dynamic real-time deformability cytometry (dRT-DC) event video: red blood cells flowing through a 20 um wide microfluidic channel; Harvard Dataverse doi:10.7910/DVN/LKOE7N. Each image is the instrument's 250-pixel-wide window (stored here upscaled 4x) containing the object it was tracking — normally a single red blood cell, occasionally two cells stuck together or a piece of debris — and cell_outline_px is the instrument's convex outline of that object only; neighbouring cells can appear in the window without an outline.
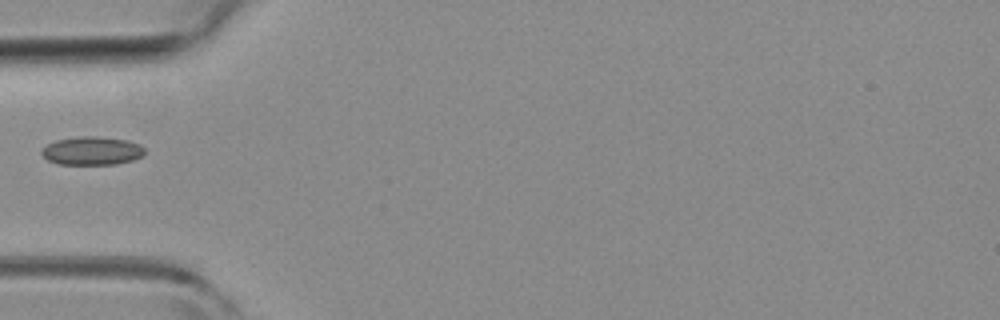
{"species": "common noctule bat (a hibernating species)", "species_latin": "Nyctalus noctula", "temperature_condition": "room temperature", "stored_images_in_passage": 36, "camera_frame_rate_fps": 3000, "um_per_image_px": 0.085, "animal": {"sex": "female", "body_mass_g": 19.3, "forearm_length_mm": 54.1}, "frame": {"image": 1, "passage_image": 1, "time_ms": 0.0, "image_size_px": [1000, 320], "cell_outline_px": [[144, 156], [132, 160], [116, 164], [56, 164], [48, 160], [40, 152], [40, 148], [56, 140], [80, 136], [96, 136], [128, 140], [140, 144], [144, 148]], "centroid_in_image_um": [7.81, 12.81], "position_along_channel_um": 77.2, "area_um2": 17.17}}
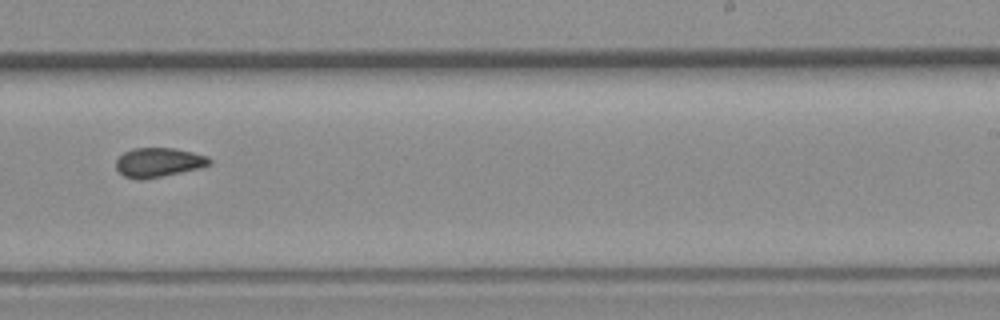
{"frame": {"image": 2, "passage_image": 16, "time_ms": 5.0, "image_size_px": [1000, 320], "cell_outline_px": [[212, 164], [200, 168], [144, 180], [136, 180], [124, 176], [116, 168], [116, 160], [124, 152], [132, 148], [172, 148], [192, 152], [208, 156], [212, 160]], "centroid_in_image_um": [13.48, 13.81], "position_along_channel_um": 275.5, "area_um2": 16.07}}
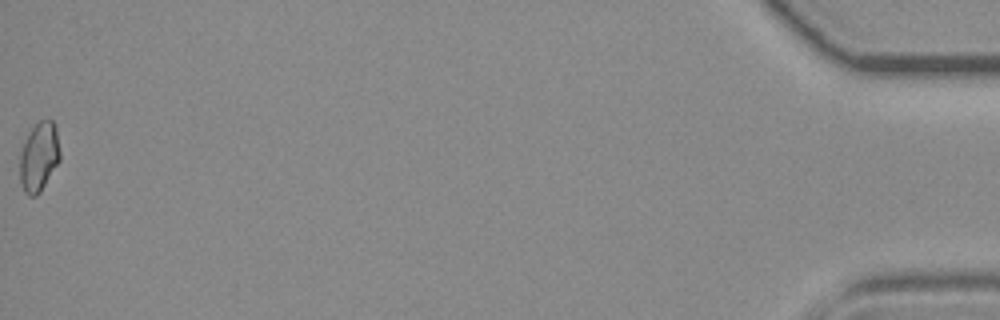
{"frame": {"image": 3, "passage_image": 36, "time_ms": 11.667, "image_size_px": [1000, 320], "cell_outline_px": [[60, 160], [40, 192], [36, 196], [28, 196], [24, 192], [20, 180], [20, 152], [32, 128], [40, 120], [52, 120], [56, 128], [60, 152]], "centroid_in_image_um": [3.32, 13.35], "position_along_channel_um": 431.9, "area_um2": 16.01}}